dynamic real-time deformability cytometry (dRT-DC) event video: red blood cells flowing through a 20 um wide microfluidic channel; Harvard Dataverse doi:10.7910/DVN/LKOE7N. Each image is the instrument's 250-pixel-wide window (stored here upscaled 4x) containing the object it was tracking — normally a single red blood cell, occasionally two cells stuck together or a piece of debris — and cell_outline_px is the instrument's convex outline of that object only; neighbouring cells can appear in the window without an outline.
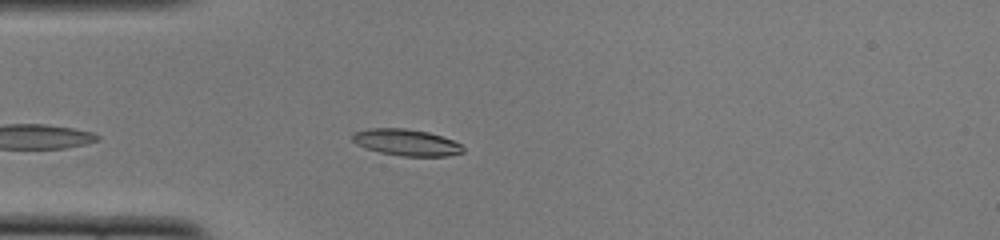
{"species": "common noctule bat (a hibernating species)", "species_latin": "Nyctalus noctula", "temperature_condition": "cold", "stored_images_in_passage": 39, "camera_frame_rate_fps": 3000, "um_per_image_px": 0.085, "animal": {"sex": "female", "body_mass_g": 22.0, "forearm_length_mm": 56.7}, "frame": {"image": 1, "passage_image": 3, "time_ms": 0.667, "image_size_px": [1000, 240], "cell_outline_px": [[460, 152], [440, 156], [412, 156], [384, 152], [372, 148], [364, 144], [356, 136], [360, 132], [384, 128], [388, 128], [424, 132], [440, 136], [452, 140], [460, 144]], "centroid_in_image_um": [34.72, 12.12], "position_along_channel_um": 50.3, "area_um2": 14.91}}
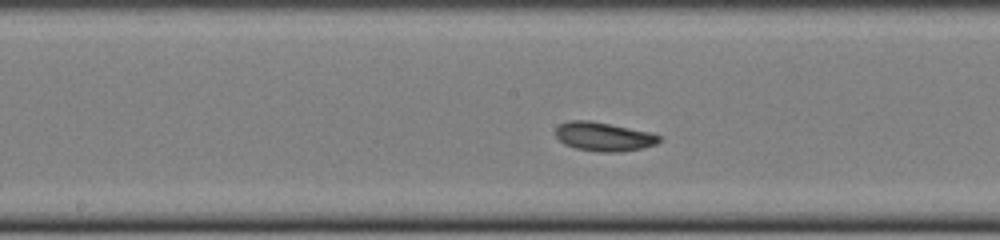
{"frame": {"image": 2, "passage_image": 12, "time_ms": 3.667, "image_size_px": [1000, 240], "cell_outline_px": [[660, 140], [652, 144], [636, 148], [580, 148], [568, 144], [556, 132], [564, 124], [604, 124], [624, 128], [660, 136]], "centroid_in_image_um": [51.39, 11.61], "position_along_channel_um": 196.8, "area_um2": 13.81}}
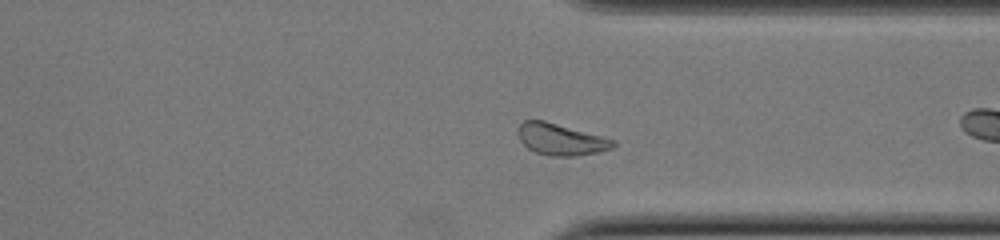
{"frame": {"image": 3, "passage_image": 25, "time_ms": 8.0, "image_size_px": [1000, 240], "cell_outline_px": [[612, 144], [604, 148], [592, 152], [540, 152], [532, 148], [524, 140], [520, 128], [528, 120], [540, 120], [608, 140]], "centroid_in_image_um": [47.56, 11.77], "position_along_channel_um": 363.8, "area_um2": 13.87}, "authors_computed_cell_mechanics": {"area_um2": 13.872, "velocity_mm_per_s": 3.8578, "shape_relaxation_time_tau1_ms": 1.2971, "shape_relaxation_time_tau2_ms": 2.078, "deformation_change_tau1": 0.0839, "deformation_change_tau2": 0.1106}}